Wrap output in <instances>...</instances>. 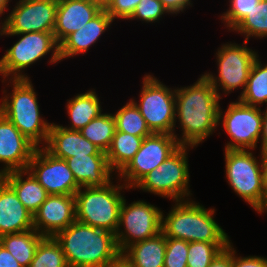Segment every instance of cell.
<instances>
[{"label": "cell", "instance_id": "cell-1", "mask_svg": "<svg viewBox=\"0 0 267 267\" xmlns=\"http://www.w3.org/2000/svg\"><path fill=\"white\" fill-rule=\"evenodd\" d=\"M220 100L203 74L190 86L175 88L174 137L180 145L197 147L215 133L219 126ZM176 128L181 129V135H176Z\"/></svg>", "mask_w": 267, "mask_h": 267}, {"label": "cell", "instance_id": "cell-2", "mask_svg": "<svg viewBox=\"0 0 267 267\" xmlns=\"http://www.w3.org/2000/svg\"><path fill=\"white\" fill-rule=\"evenodd\" d=\"M54 238L69 267H109L121 257L114 233L77 220Z\"/></svg>", "mask_w": 267, "mask_h": 267}, {"label": "cell", "instance_id": "cell-3", "mask_svg": "<svg viewBox=\"0 0 267 267\" xmlns=\"http://www.w3.org/2000/svg\"><path fill=\"white\" fill-rule=\"evenodd\" d=\"M8 81L7 86L12 91H2L0 99V113L13 123V125L37 148L47 143L52 123L42 117L38 104V95L31 79H2ZM12 81V82H11Z\"/></svg>", "mask_w": 267, "mask_h": 267}, {"label": "cell", "instance_id": "cell-4", "mask_svg": "<svg viewBox=\"0 0 267 267\" xmlns=\"http://www.w3.org/2000/svg\"><path fill=\"white\" fill-rule=\"evenodd\" d=\"M169 213L162 211L161 232L165 237L186 242L231 243L228 234L214 219L215 208L190 200L175 201Z\"/></svg>", "mask_w": 267, "mask_h": 267}, {"label": "cell", "instance_id": "cell-5", "mask_svg": "<svg viewBox=\"0 0 267 267\" xmlns=\"http://www.w3.org/2000/svg\"><path fill=\"white\" fill-rule=\"evenodd\" d=\"M120 184L111 181L103 187H81L74 194L76 220L115 234L125 198L123 190H130L122 182Z\"/></svg>", "mask_w": 267, "mask_h": 267}, {"label": "cell", "instance_id": "cell-6", "mask_svg": "<svg viewBox=\"0 0 267 267\" xmlns=\"http://www.w3.org/2000/svg\"><path fill=\"white\" fill-rule=\"evenodd\" d=\"M3 36L20 37L0 59V75L6 79H30L25 74L26 68L50 54V64L61 62L59 44L53 32H28L22 34H3Z\"/></svg>", "mask_w": 267, "mask_h": 267}, {"label": "cell", "instance_id": "cell-7", "mask_svg": "<svg viewBox=\"0 0 267 267\" xmlns=\"http://www.w3.org/2000/svg\"><path fill=\"white\" fill-rule=\"evenodd\" d=\"M225 177L232 190L258 214L265 213L262 165L264 154L253 150H224Z\"/></svg>", "mask_w": 267, "mask_h": 267}, {"label": "cell", "instance_id": "cell-8", "mask_svg": "<svg viewBox=\"0 0 267 267\" xmlns=\"http://www.w3.org/2000/svg\"><path fill=\"white\" fill-rule=\"evenodd\" d=\"M196 147L180 146L159 167L143 177L133 189L150 192L175 201L192 199L188 151ZM188 197V198H187Z\"/></svg>", "mask_w": 267, "mask_h": 267}, {"label": "cell", "instance_id": "cell-9", "mask_svg": "<svg viewBox=\"0 0 267 267\" xmlns=\"http://www.w3.org/2000/svg\"><path fill=\"white\" fill-rule=\"evenodd\" d=\"M248 42L244 40L242 45L235 42L221 44L215 54L218 76L207 71L203 74L221 99L223 98L220 89L225 96L242 89L241 96L246 88L254 60L259 55L257 51L247 47Z\"/></svg>", "mask_w": 267, "mask_h": 267}, {"label": "cell", "instance_id": "cell-10", "mask_svg": "<svg viewBox=\"0 0 267 267\" xmlns=\"http://www.w3.org/2000/svg\"><path fill=\"white\" fill-rule=\"evenodd\" d=\"M139 109L153 133L174 135L175 88L162 83L153 74L142 78L139 100L130 99Z\"/></svg>", "mask_w": 267, "mask_h": 267}, {"label": "cell", "instance_id": "cell-11", "mask_svg": "<svg viewBox=\"0 0 267 267\" xmlns=\"http://www.w3.org/2000/svg\"><path fill=\"white\" fill-rule=\"evenodd\" d=\"M161 225L162 210L160 208L144 200H137L128 204L124 198L115 233L120 253L136 242L158 235L161 232Z\"/></svg>", "mask_w": 267, "mask_h": 267}, {"label": "cell", "instance_id": "cell-12", "mask_svg": "<svg viewBox=\"0 0 267 267\" xmlns=\"http://www.w3.org/2000/svg\"><path fill=\"white\" fill-rule=\"evenodd\" d=\"M226 111L219 108L218 124L230 137L224 150H255L260 141L263 113L260 107L243 104L238 99L228 104ZM221 122V123H220Z\"/></svg>", "mask_w": 267, "mask_h": 267}, {"label": "cell", "instance_id": "cell-13", "mask_svg": "<svg viewBox=\"0 0 267 267\" xmlns=\"http://www.w3.org/2000/svg\"><path fill=\"white\" fill-rule=\"evenodd\" d=\"M180 146L174 135L168 133H153L145 137L138 152L115 179L133 190L143 177L159 167Z\"/></svg>", "mask_w": 267, "mask_h": 267}, {"label": "cell", "instance_id": "cell-14", "mask_svg": "<svg viewBox=\"0 0 267 267\" xmlns=\"http://www.w3.org/2000/svg\"><path fill=\"white\" fill-rule=\"evenodd\" d=\"M15 2L11 12L4 16V34L53 32L58 0H16Z\"/></svg>", "mask_w": 267, "mask_h": 267}, {"label": "cell", "instance_id": "cell-15", "mask_svg": "<svg viewBox=\"0 0 267 267\" xmlns=\"http://www.w3.org/2000/svg\"><path fill=\"white\" fill-rule=\"evenodd\" d=\"M27 170L49 195H74L81 188L66 160L53 156L44 147L36 148Z\"/></svg>", "mask_w": 267, "mask_h": 267}, {"label": "cell", "instance_id": "cell-16", "mask_svg": "<svg viewBox=\"0 0 267 267\" xmlns=\"http://www.w3.org/2000/svg\"><path fill=\"white\" fill-rule=\"evenodd\" d=\"M76 221L74 195H48L33 215V227L44 237H54Z\"/></svg>", "mask_w": 267, "mask_h": 267}, {"label": "cell", "instance_id": "cell-17", "mask_svg": "<svg viewBox=\"0 0 267 267\" xmlns=\"http://www.w3.org/2000/svg\"><path fill=\"white\" fill-rule=\"evenodd\" d=\"M36 148L0 113V163L3 164L0 176L10 171L27 170Z\"/></svg>", "mask_w": 267, "mask_h": 267}, {"label": "cell", "instance_id": "cell-18", "mask_svg": "<svg viewBox=\"0 0 267 267\" xmlns=\"http://www.w3.org/2000/svg\"><path fill=\"white\" fill-rule=\"evenodd\" d=\"M102 9L95 0H58L53 30L57 43L60 44L68 35L82 28Z\"/></svg>", "mask_w": 267, "mask_h": 267}, {"label": "cell", "instance_id": "cell-19", "mask_svg": "<svg viewBox=\"0 0 267 267\" xmlns=\"http://www.w3.org/2000/svg\"><path fill=\"white\" fill-rule=\"evenodd\" d=\"M113 22L114 20L103 8L82 28L68 35L59 44L60 60L86 54L90 47L112 26Z\"/></svg>", "mask_w": 267, "mask_h": 267}, {"label": "cell", "instance_id": "cell-20", "mask_svg": "<svg viewBox=\"0 0 267 267\" xmlns=\"http://www.w3.org/2000/svg\"><path fill=\"white\" fill-rule=\"evenodd\" d=\"M44 148L53 156L65 160L81 155H106V152L86 139L80 131L69 130L56 123L51 124Z\"/></svg>", "mask_w": 267, "mask_h": 267}, {"label": "cell", "instance_id": "cell-21", "mask_svg": "<svg viewBox=\"0 0 267 267\" xmlns=\"http://www.w3.org/2000/svg\"><path fill=\"white\" fill-rule=\"evenodd\" d=\"M34 229L33 215L0 177V236Z\"/></svg>", "mask_w": 267, "mask_h": 267}, {"label": "cell", "instance_id": "cell-22", "mask_svg": "<svg viewBox=\"0 0 267 267\" xmlns=\"http://www.w3.org/2000/svg\"><path fill=\"white\" fill-rule=\"evenodd\" d=\"M66 162L80 187H103L116 177L106 155L73 156Z\"/></svg>", "mask_w": 267, "mask_h": 267}, {"label": "cell", "instance_id": "cell-23", "mask_svg": "<svg viewBox=\"0 0 267 267\" xmlns=\"http://www.w3.org/2000/svg\"><path fill=\"white\" fill-rule=\"evenodd\" d=\"M0 177L14 190L18 199L32 215L38 211L49 195L28 170L10 171Z\"/></svg>", "mask_w": 267, "mask_h": 267}, {"label": "cell", "instance_id": "cell-24", "mask_svg": "<svg viewBox=\"0 0 267 267\" xmlns=\"http://www.w3.org/2000/svg\"><path fill=\"white\" fill-rule=\"evenodd\" d=\"M166 237L158 235L136 242L128 246L122 253L123 258L131 267H164Z\"/></svg>", "mask_w": 267, "mask_h": 267}, {"label": "cell", "instance_id": "cell-25", "mask_svg": "<svg viewBox=\"0 0 267 267\" xmlns=\"http://www.w3.org/2000/svg\"><path fill=\"white\" fill-rule=\"evenodd\" d=\"M66 111L70 119V126H63L69 130L80 131L92 119L97 118L102 112V106L95 89L85 93H78L67 100Z\"/></svg>", "mask_w": 267, "mask_h": 267}, {"label": "cell", "instance_id": "cell-26", "mask_svg": "<svg viewBox=\"0 0 267 267\" xmlns=\"http://www.w3.org/2000/svg\"><path fill=\"white\" fill-rule=\"evenodd\" d=\"M145 137H139L115 130L111 145L106 151L108 164L117 175L140 149Z\"/></svg>", "mask_w": 267, "mask_h": 267}, {"label": "cell", "instance_id": "cell-27", "mask_svg": "<svg viewBox=\"0 0 267 267\" xmlns=\"http://www.w3.org/2000/svg\"><path fill=\"white\" fill-rule=\"evenodd\" d=\"M43 238L44 236L31 229L21 233L2 235L0 244L14 256L22 267H29L37 246Z\"/></svg>", "mask_w": 267, "mask_h": 267}, {"label": "cell", "instance_id": "cell-28", "mask_svg": "<svg viewBox=\"0 0 267 267\" xmlns=\"http://www.w3.org/2000/svg\"><path fill=\"white\" fill-rule=\"evenodd\" d=\"M259 58L258 55L254 60L246 88L237 98L243 104L256 107L267 104V63L262 64Z\"/></svg>", "mask_w": 267, "mask_h": 267}, {"label": "cell", "instance_id": "cell-29", "mask_svg": "<svg viewBox=\"0 0 267 267\" xmlns=\"http://www.w3.org/2000/svg\"><path fill=\"white\" fill-rule=\"evenodd\" d=\"M115 130V118L112 113L106 112L92 119L80 133L101 151L106 152L111 145Z\"/></svg>", "mask_w": 267, "mask_h": 267}, {"label": "cell", "instance_id": "cell-30", "mask_svg": "<svg viewBox=\"0 0 267 267\" xmlns=\"http://www.w3.org/2000/svg\"><path fill=\"white\" fill-rule=\"evenodd\" d=\"M116 130L139 137L153 134L135 104L129 100L123 107L112 113Z\"/></svg>", "mask_w": 267, "mask_h": 267}, {"label": "cell", "instance_id": "cell-31", "mask_svg": "<svg viewBox=\"0 0 267 267\" xmlns=\"http://www.w3.org/2000/svg\"><path fill=\"white\" fill-rule=\"evenodd\" d=\"M245 37L267 38V0H261L232 30Z\"/></svg>", "mask_w": 267, "mask_h": 267}, {"label": "cell", "instance_id": "cell-32", "mask_svg": "<svg viewBox=\"0 0 267 267\" xmlns=\"http://www.w3.org/2000/svg\"><path fill=\"white\" fill-rule=\"evenodd\" d=\"M29 267H69L60 244L54 237H44L38 244Z\"/></svg>", "mask_w": 267, "mask_h": 267}, {"label": "cell", "instance_id": "cell-33", "mask_svg": "<svg viewBox=\"0 0 267 267\" xmlns=\"http://www.w3.org/2000/svg\"><path fill=\"white\" fill-rule=\"evenodd\" d=\"M230 243L188 242L187 267H209L217 254Z\"/></svg>", "mask_w": 267, "mask_h": 267}, {"label": "cell", "instance_id": "cell-34", "mask_svg": "<svg viewBox=\"0 0 267 267\" xmlns=\"http://www.w3.org/2000/svg\"><path fill=\"white\" fill-rule=\"evenodd\" d=\"M261 0H229V7L221 15V21L232 30ZM229 27V28H228Z\"/></svg>", "mask_w": 267, "mask_h": 267}, {"label": "cell", "instance_id": "cell-35", "mask_svg": "<svg viewBox=\"0 0 267 267\" xmlns=\"http://www.w3.org/2000/svg\"><path fill=\"white\" fill-rule=\"evenodd\" d=\"M170 14L160 0H141L128 20H140L142 23L160 22L161 18Z\"/></svg>", "mask_w": 267, "mask_h": 267}, {"label": "cell", "instance_id": "cell-36", "mask_svg": "<svg viewBox=\"0 0 267 267\" xmlns=\"http://www.w3.org/2000/svg\"><path fill=\"white\" fill-rule=\"evenodd\" d=\"M188 242L166 237L164 267H187Z\"/></svg>", "mask_w": 267, "mask_h": 267}, {"label": "cell", "instance_id": "cell-37", "mask_svg": "<svg viewBox=\"0 0 267 267\" xmlns=\"http://www.w3.org/2000/svg\"><path fill=\"white\" fill-rule=\"evenodd\" d=\"M141 0H110L104 7L113 20H128Z\"/></svg>", "mask_w": 267, "mask_h": 267}, {"label": "cell", "instance_id": "cell-38", "mask_svg": "<svg viewBox=\"0 0 267 267\" xmlns=\"http://www.w3.org/2000/svg\"><path fill=\"white\" fill-rule=\"evenodd\" d=\"M232 267H267V258L263 256H238L232 243Z\"/></svg>", "mask_w": 267, "mask_h": 267}, {"label": "cell", "instance_id": "cell-39", "mask_svg": "<svg viewBox=\"0 0 267 267\" xmlns=\"http://www.w3.org/2000/svg\"><path fill=\"white\" fill-rule=\"evenodd\" d=\"M160 2L171 15H177L193 6L192 0H160Z\"/></svg>", "mask_w": 267, "mask_h": 267}, {"label": "cell", "instance_id": "cell-40", "mask_svg": "<svg viewBox=\"0 0 267 267\" xmlns=\"http://www.w3.org/2000/svg\"><path fill=\"white\" fill-rule=\"evenodd\" d=\"M209 267H232V242L217 254Z\"/></svg>", "mask_w": 267, "mask_h": 267}, {"label": "cell", "instance_id": "cell-41", "mask_svg": "<svg viewBox=\"0 0 267 267\" xmlns=\"http://www.w3.org/2000/svg\"><path fill=\"white\" fill-rule=\"evenodd\" d=\"M0 267H22L14 256L0 244Z\"/></svg>", "mask_w": 267, "mask_h": 267}, {"label": "cell", "instance_id": "cell-42", "mask_svg": "<svg viewBox=\"0 0 267 267\" xmlns=\"http://www.w3.org/2000/svg\"><path fill=\"white\" fill-rule=\"evenodd\" d=\"M263 113V123H262V131H261V146H260V152L264 155H267V106Z\"/></svg>", "mask_w": 267, "mask_h": 267}, {"label": "cell", "instance_id": "cell-43", "mask_svg": "<svg viewBox=\"0 0 267 267\" xmlns=\"http://www.w3.org/2000/svg\"><path fill=\"white\" fill-rule=\"evenodd\" d=\"M263 190L265 196V213H267V155H264L262 165Z\"/></svg>", "mask_w": 267, "mask_h": 267}, {"label": "cell", "instance_id": "cell-44", "mask_svg": "<svg viewBox=\"0 0 267 267\" xmlns=\"http://www.w3.org/2000/svg\"><path fill=\"white\" fill-rule=\"evenodd\" d=\"M12 2V0H0V18L5 14V12H10L9 9V3Z\"/></svg>", "mask_w": 267, "mask_h": 267}, {"label": "cell", "instance_id": "cell-45", "mask_svg": "<svg viewBox=\"0 0 267 267\" xmlns=\"http://www.w3.org/2000/svg\"><path fill=\"white\" fill-rule=\"evenodd\" d=\"M109 267H131L123 258H119L116 262L111 264Z\"/></svg>", "mask_w": 267, "mask_h": 267}, {"label": "cell", "instance_id": "cell-46", "mask_svg": "<svg viewBox=\"0 0 267 267\" xmlns=\"http://www.w3.org/2000/svg\"><path fill=\"white\" fill-rule=\"evenodd\" d=\"M1 22H0V37L3 36L4 32H5V21L4 18H0ZM3 21V22H2Z\"/></svg>", "mask_w": 267, "mask_h": 267}, {"label": "cell", "instance_id": "cell-47", "mask_svg": "<svg viewBox=\"0 0 267 267\" xmlns=\"http://www.w3.org/2000/svg\"><path fill=\"white\" fill-rule=\"evenodd\" d=\"M97 3H99L103 8L108 4L110 0H95Z\"/></svg>", "mask_w": 267, "mask_h": 267}]
</instances>
